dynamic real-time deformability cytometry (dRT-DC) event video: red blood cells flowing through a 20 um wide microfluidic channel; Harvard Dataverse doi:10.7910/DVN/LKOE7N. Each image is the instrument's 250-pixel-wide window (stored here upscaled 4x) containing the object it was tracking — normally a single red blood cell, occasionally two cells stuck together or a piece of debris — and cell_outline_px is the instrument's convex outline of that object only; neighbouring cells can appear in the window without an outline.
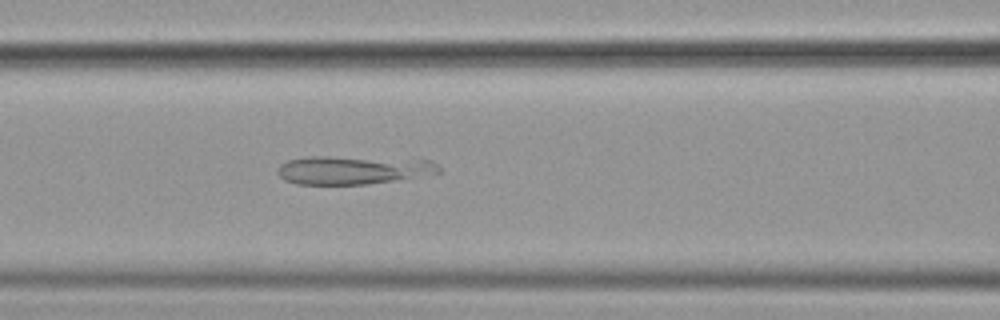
{"species": "common noctule bat (a hibernating species)", "species_latin": "Nyctalus noctula", "temperature_condition": "cold", "stored_images_in_passage": 56, "camera_frame_rate_fps": 3000, "um_per_image_px": 0.085, "animal": {"sex": "female", "body_mass_g": 19.9}, "frame": {"image": 1, "passage_image": 25, "time_ms": 8.0, "image_size_px": [1000, 320], "cell_outline_px": [[444, 172], [368, 184], [296, 184], [284, 180], [276, 172], [276, 168], [280, 164], [288, 160], [308, 156], [328, 156], [432, 160]], "centroid_in_image_um": [29.97, 14.44], "position_along_channel_um": 136.6, "area_um2": 26.76}}
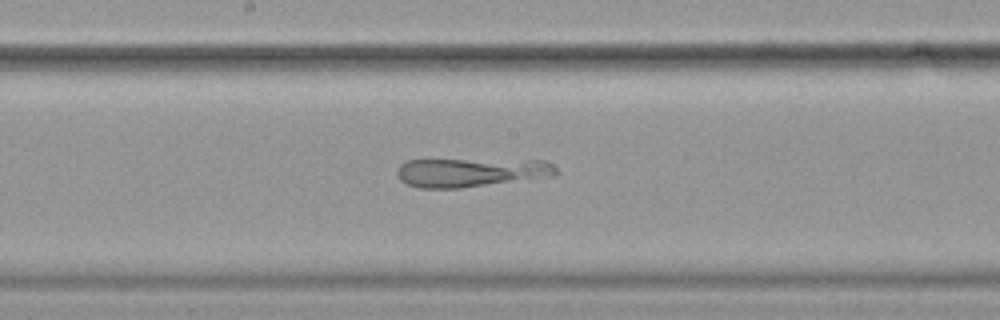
{"frame": {"image": 2, "passage_image": 31, "time_ms": 10.0, "image_size_px": [1000, 320], "cell_outline_px": [[560, 172], [552, 176], [460, 188], [420, 188], [408, 184], [400, 180], [396, 172], [396, 168], [400, 164], [408, 160], [544, 160], [552, 164]], "centroid_in_image_um": [40.01, 14.65], "position_along_channel_um": 208.2, "area_um2": 26.65}}
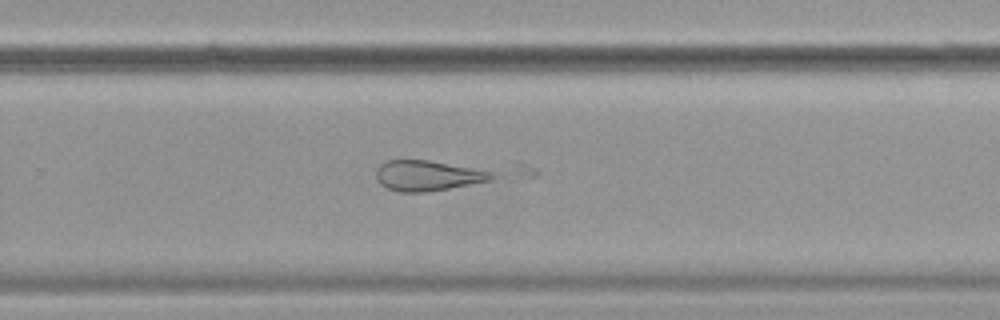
{"frame": {"image": 3, "passage_image": 38, "time_ms": 12.333, "image_size_px": [1000, 320], "cell_outline_px": [[536, 176], [424, 192], [400, 192], [388, 188], [380, 184], [376, 180], [376, 168], [384, 160], [520, 160], [528, 164], [536, 172]], "centroid_in_image_um": [38.05, 14.76], "position_along_channel_um": 291.8, "area_um2": 28.9}}